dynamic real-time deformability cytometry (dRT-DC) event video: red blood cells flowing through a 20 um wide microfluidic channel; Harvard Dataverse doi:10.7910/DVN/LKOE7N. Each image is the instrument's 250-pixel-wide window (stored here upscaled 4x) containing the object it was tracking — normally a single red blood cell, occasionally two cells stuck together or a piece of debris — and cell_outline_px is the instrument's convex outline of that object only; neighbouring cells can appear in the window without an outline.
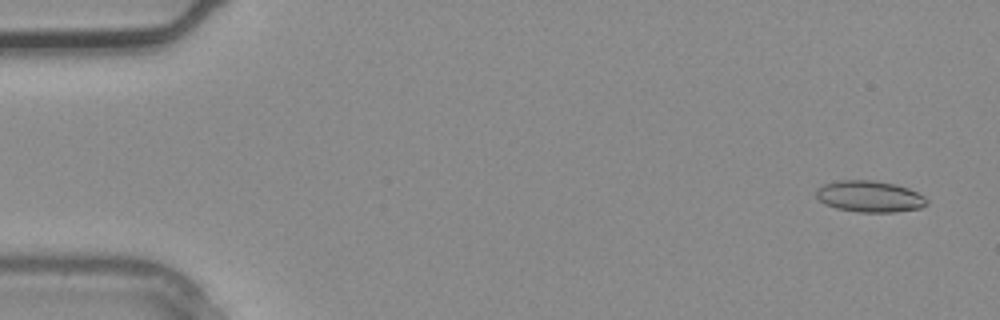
{"species": "common noctule bat (a hibernating species)", "species_latin": "Nyctalus noctula", "temperature_condition": "warm", "stored_images_in_passage": 4, "camera_frame_rate_fps": 3000, "um_per_image_px": 0.085, "animal": {"sex": "male", "body_mass_g": 20.4}, "frame": {"image": 1, "passage_image": 1, "time_ms": 0.0, "image_size_px": [1000, 320], "cell_outline_px": [[928, 204], [920, 208], [896, 212], [860, 212], [836, 208], [824, 204], [816, 196], [816, 188], [824, 184], [840, 180], [876, 180], [896, 184], [908, 188], [924, 196], [928, 200]], "centroid_in_image_um": [73.92, 16.69], "position_along_channel_um": 11.1, "area_um2": 20.35}}
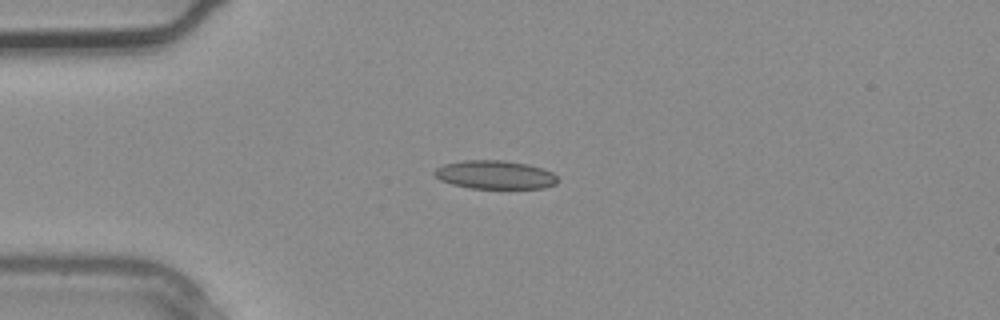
{"frame": {"image": 2, "passage_image": 3, "time_ms": 0.667, "image_size_px": [1000, 320], "cell_outline_px": [[556, 184], [544, 188], [472, 188], [452, 184], [440, 180], [432, 172], [436, 168], [444, 164], [464, 160], [504, 160], [528, 164], [552, 172], [556, 176]], "centroid_in_image_um": [42.05, 14.85], "position_along_channel_um": 42.9, "area_um2": 20.35}}
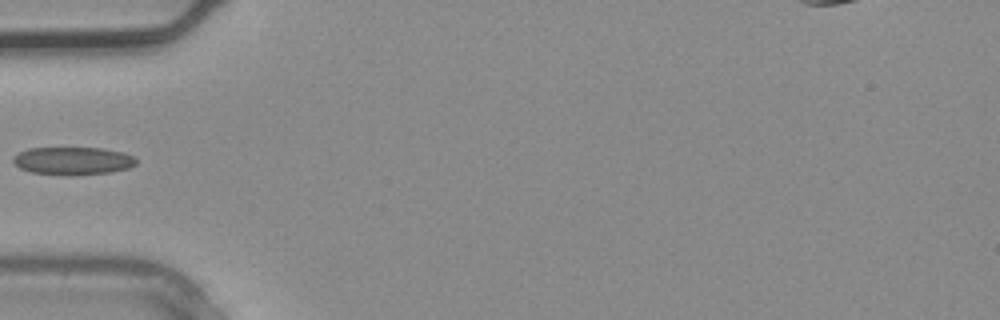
{"frame": {"image": 3, "passage_image": 4, "time_ms": 1.0, "image_size_px": [1000, 320], "cell_outline_px": [[136, 164], [128, 168], [112, 172], [68, 176], [64, 176], [32, 172], [20, 168], [12, 160], [12, 156], [28, 148], [104, 148], [124, 152], [132, 156], [136, 160]], "centroid_in_image_um": [6.19, 13.68], "position_along_channel_um": 78.8, "area_um2": 20.11}}